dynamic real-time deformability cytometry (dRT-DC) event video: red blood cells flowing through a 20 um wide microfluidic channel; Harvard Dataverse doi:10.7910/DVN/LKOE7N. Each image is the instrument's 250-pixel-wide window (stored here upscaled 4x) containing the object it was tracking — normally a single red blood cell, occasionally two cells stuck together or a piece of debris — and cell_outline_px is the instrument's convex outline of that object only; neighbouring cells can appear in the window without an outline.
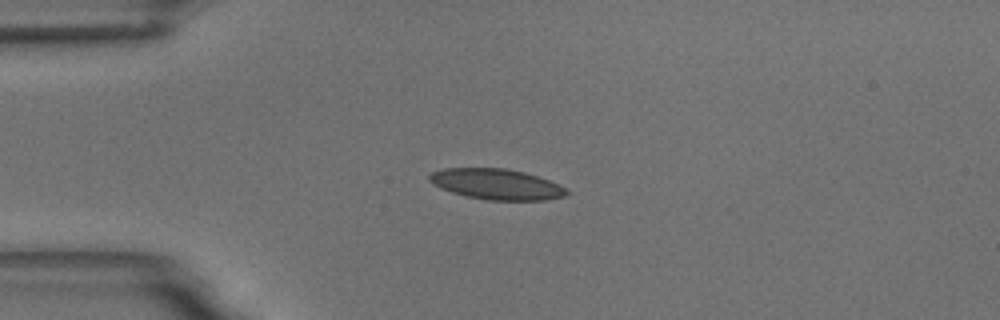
{"species": "common noctule bat (a hibernating species)", "species_latin": "Nyctalus noctula", "temperature_condition": "room temperature", "stored_images_in_passage": 38, "camera_frame_rate_fps": 3000, "um_per_image_px": 0.085, "animal": {"sex": "male", "body_mass_g": 18.8}, "frame": {"image": 1, "passage_image": 1, "time_ms": 0.0, "image_size_px": [1000, 320], "cell_outline_px": [[568, 192], [564, 196], [548, 200], [488, 200], [468, 196], [452, 192], [440, 188], [432, 184], [428, 180], [428, 176], [432, 172], [444, 168], [504, 168], [524, 172], [548, 180], [564, 188]], "centroid_in_image_um": [42.15, 15.65], "position_along_channel_um": 42.8, "area_um2": 24.28}}
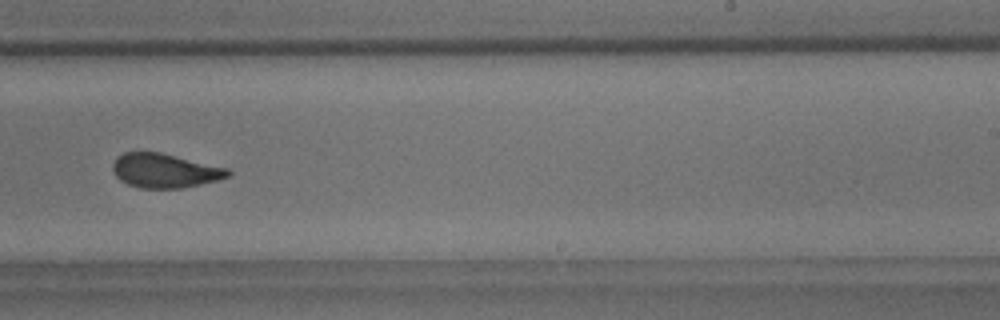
{"frame": {"image": 2, "passage_image": 22, "time_ms": 7.0, "image_size_px": [1000, 320], "cell_outline_px": [[232, 172], [228, 176], [216, 180], [200, 184], [180, 188], [140, 188], [128, 184], [120, 180], [116, 176], [112, 168], [112, 164], [116, 156], [124, 152], [160, 152], [228, 168]], "centroid_in_image_um": [13.97, 14.5], "position_along_channel_um": 275.0, "area_um2": 22.89}}
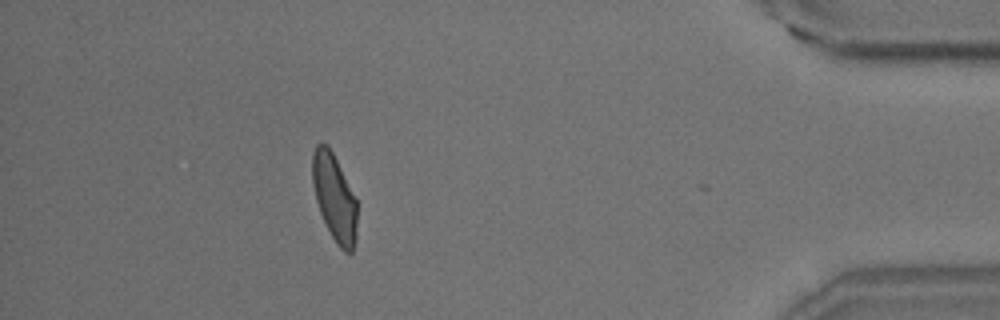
{"frame": {"image": 3, "passage_image": 37, "time_ms": 12.0, "image_size_px": [1000, 320], "cell_outline_px": [[356, 240], [352, 252], [344, 252], [336, 244], [320, 212], [316, 200], [312, 184], [312, 152], [316, 144], [328, 144], [356, 200]], "centroid_in_image_um": [28.4, 16.8], "position_along_channel_um": 406.8, "area_um2": 22.31}, "authors_computed_cell_mechanics": {"area_um2": 23.8714, "velocity_mm_per_s": 3.6332, "shape_relaxation_time_tau1_ms": 6.6591, "shape_relaxation_time_tau2_ms": 1.6283, "deformation_change_tau1": 0.1585, "deformation_change_tau2": 0.0723}}